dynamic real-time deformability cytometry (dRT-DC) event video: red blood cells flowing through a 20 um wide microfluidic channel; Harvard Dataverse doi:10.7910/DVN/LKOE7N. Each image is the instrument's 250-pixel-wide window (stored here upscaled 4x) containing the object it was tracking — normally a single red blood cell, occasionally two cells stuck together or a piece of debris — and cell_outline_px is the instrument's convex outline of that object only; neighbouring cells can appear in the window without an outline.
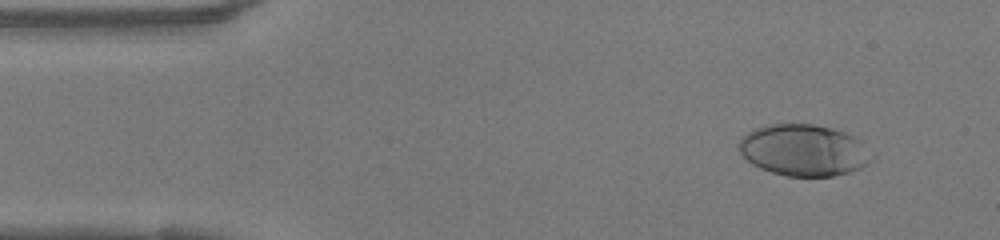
{"species": "human", "species_latin": "Homo sapiens", "temperature_condition": "warm", "stored_images_in_passage": 48, "camera_frame_rate_fps": 3000, "um_per_image_px": 0.085, "donor": {"sex": "female"}, "frame": {"image": 1, "passage_image": 4, "time_ms": 1.0, "image_size_px": [1000, 240], "cell_outline_px": [[868, 164], [860, 168], [848, 172], [832, 176], [788, 176], [772, 172], [760, 168], [752, 164], [740, 152], [740, 136], [756, 128], [768, 124], [812, 124], [832, 128], [856, 136], [860, 140], [868, 160]], "centroid_in_image_um": [68.25, 12.76], "position_along_channel_um": 16.7, "area_um2": 39.19}}
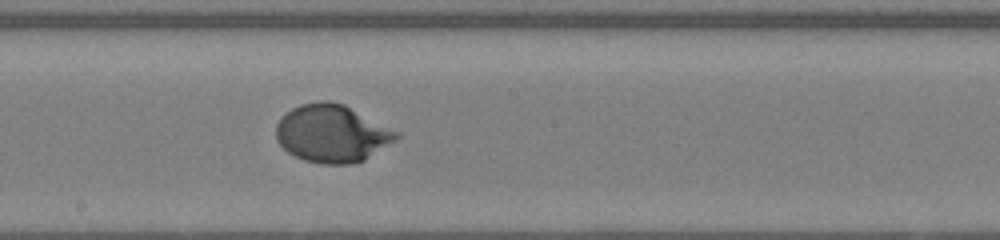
{"frame": {"image": 2, "passage_image": 25, "time_ms": 8.0, "image_size_px": [1000, 240], "cell_outline_px": [[400, 136], [396, 140], [364, 160], [352, 164], [324, 164], [304, 160], [288, 152], [276, 140], [276, 124], [292, 108], [300, 104], [320, 100], [328, 100], [344, 104], [400, 132]], "centroid_in_image_um": [28.23, 11.34], "position_along_channel_um": 220.0, "area_um2": 40.4}}
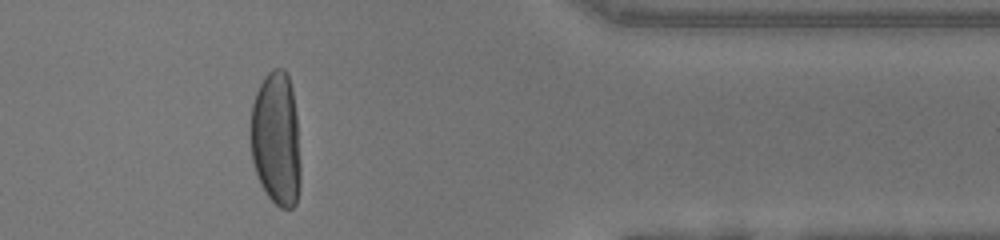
{"frame": {"image": 3, "passage_image": 39, "time_ms": 12.667, "image_size_px": [1000, 240], "cell_outline_px": [[300, 184], [296, 204], [292, 208], [280, 208], [268, 196], [260, 184], [252, 160], [252, 104], [256, 92], [264, 76], [272, 68], [284, 68], [288, 72], [292, 88], [296, 116], [300, 160]], "centroid_in_image_um": [23.49, 11.8], "position_along_channel_um": 387.9, "area_um2": 39.02}, "authors_computed_cell_mechanics": {"area_um2": 39.7086, "velocity_mm_per_s": 4.1391, "shape_relaxation_time_tau1_ms": 3.9002, "shape_relaxation_time_tau2_ms": null, "deformation_change_tau1": 0.2529, "deformation_change_tau2": null}}